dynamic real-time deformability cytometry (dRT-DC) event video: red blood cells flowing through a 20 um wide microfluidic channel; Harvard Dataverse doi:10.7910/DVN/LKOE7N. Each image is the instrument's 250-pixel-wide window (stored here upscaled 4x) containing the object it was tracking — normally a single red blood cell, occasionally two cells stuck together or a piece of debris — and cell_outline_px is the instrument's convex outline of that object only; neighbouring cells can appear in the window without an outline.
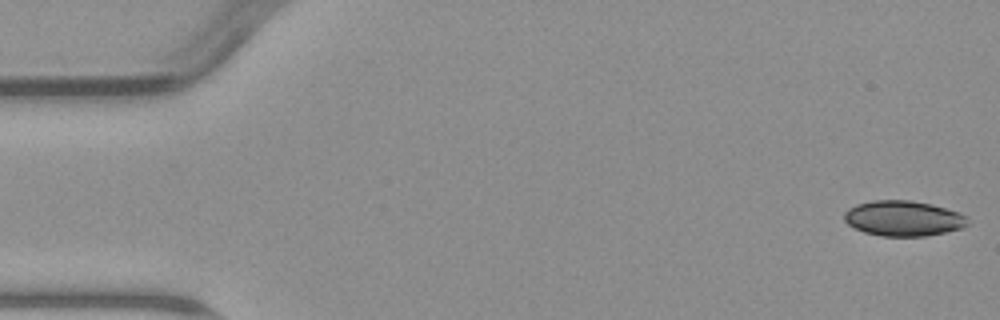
{"species": "common noctule bat (a hibernating species)", "species_latin": "Nyctalus noctula", "temperature_condition": "warm", "stored_images_in_passage": 4, "camera_frame_rate_fps": 3000, "um_per_image_px": 0.085, "animal": {"sex": "male", "body_mass_g": 23.1, "forearm_length_mm": 52.7}, "frame": {"image": 1, "passage_image": 1, "time_ms": 0.0, "image_size_px": [1000, 320], "cell_outline_px": [[968, 224], [964, 228], [924, 236], [880, 236], [864, 232], [848, 224], [844, 220], [844, 212], [848, 208], [856, 204], [872, 200], [908, 200], [932, 204], [960, 212], [968, 216]], "centroid_in_image_um": [76.8, 18.55], "position_along_channel_um": 8.2, "area_um2": 25.61}}
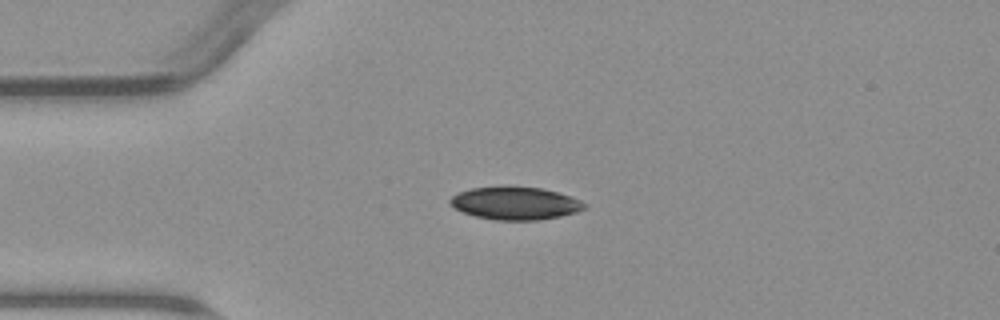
{"frame": {"image": 2, "passage_image": 4, "time_ms": 4.0, "image_size_px": [1000, 320], "cell_outline_px": [[588, 204], [584, 208], [576, 212], [560, 216], [540, 220], [496, 220], [476, 216], [464, 212], [448, 204], [448, 200], [452, 196], [460, 192], [472, 188], [508, 184], [540, 188], [556, 192], [580, 200]], "centroid_in_image_um": [43.77, 17.25], "position_along_channel_um": 41.2, "area_um2": 25.95}}